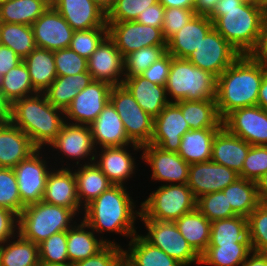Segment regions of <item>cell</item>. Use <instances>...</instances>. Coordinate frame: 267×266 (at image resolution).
<instances>
[{
    "mask_svg": "<svg viewBox=\"0 0 267 266\" xmlns=\"http://www.w3.org/2000/svg\"><path fill=\"white\" fill-rule=\"evenodd\" d=\"M119 266H129V265L126 264V263L123 261Z\"/></svg>",
    "mask_w": 267,
    "mask_h": 266,
    "instance_id": "11e5206c",
    "label": "cell"
},
{
    "mask_svg": "<svg viewBox=\"0 0 267 266\" xmlns=\"http://www.w3.org/2000/svg\"><path fill=\"white\" fill-rule=\"evenodd\" d=\"M18 233V215L0 207V245L15 237Z\"/></svg>",
    "mask_w": 267,
    "mask_h": 266,
    "instance_id": "6f0895ef",
    "label": "cell"
},
{
    "mask_svg": "<svg viewBox=\"0 0 267 266\" xmlns=\"http://www.w3.org/2000/svg\"><path fill=\"white\" fill-rule=\"evenodd\" d=\"M208 17L213 28L240 55H249L255 49L266 22L262 8L242 4L239 0H219Z\"/></svg>",
    "mask_w": 267,
    "mask_h": 266,
    "instance_id": "6da1fadb",
    "label": "cell"
},
{
    "mask_svg": "<svg viewBox=\"0 0 267 266\" xmlns=\"http://www.w3.org/2000/svg\"><path fill=\"white\" fill-rule=\"evenodd\" d=\"M75 167L78 168L74 169L77 195L81 206L85 208L113 184L95 162L87 160L83 165Z\"/></svg>",
    "mask_w": 267,
    "mask_h": 266,
    "instance_id": "4dcf8cb0",
    "label": "cell"
},
{
    "mask_svg": "<svg viewBox=\"0 0 267 266\" xmlns=\"http://www.w3.org/2000/svg\"><path fill=\"white\" fill-rule=\"evenodd\" d=\"M236 242H250L246 217L236 215L211 222L209 245H234Z\"/></svg>",
    "mask_w": 267,
    "mask_h": 266,
    "instance_id": "60d3db41",
    "label": "cell"
},
{
    "mask_svg": "<svg viewBox=\"0 0 267 266\" xmlns=\"http://www.w3.org/2000/svg\"><path fill=\"white\" fill-rule=\"evenodd\" d=\"M54 8L74 31L107 27V13L93 0H58Z\"/></svg>",
    "mask_w": 267,
    "mask_h": 266,
    "instance_id": "603a6c76",
    "label": "cell"
},
{
    "mask_svg": "<svg viewBox=\"0 0 267 266\" xmlns=\"http://www.w3.org/2000/svg\"><path fill=\"white\" fill-rule=\"evenodd\" d=\"M265 18H266V23H267V11L265 12Z\"/></svg>",
    "mask_w": 267,
    "mask_h": 266,
    "instance_id": "2a66077c",
    "label": "cell"
},
{
    "mask_svg": "<svg viewBox=\"0 0 267 266\" xmlns=\"http://www.w3.org/2000/svg\"><path fill=\"white\" fill-rule=\"evenodd\" d=\"M257 195L261 204L267 205V173L261 176L257 181Z\"/></svg>",
    "mask_w": 267,
    "mask_h": 266,
    "instance_id": "03108f58",
    "label": "cell"
},
{
    "mask_svg": "<svg viewBox=\"0 0 267 266\" xmlns=\"http://www.w3.org/2000/svg\"><path fill=\"white\" fill-rule=\"evenodd\" d=\"M108 37L123 57L144 47L167 45L161 28L137 21L107 22Z\"/></svg>",
    "mask_w": 267,
    "mask_h": 266,
    "instance_id": "7c38bea8",
    "label": "cell"
},
{
    "mask_svg": "<svg viewBox=\"0 0 267 266\" xmlns=\"http://www.w3.org/2000/svg\"><path fill=\"white\" fill-rule=\"evenodd\" d=\"M222 125L250 145L267 146V111L258 105L233 110L222 119Z\"/></svg>",
    "mask_w": 267,
    "mask_h": 266,
    "instance_id": "5bb4252c",
    "label": "cell"
},
{
    "mask_svg": "<svg viewBox=\"0 0 267 266\" xmlns=\"http://www.w3.org/2000/svg\"><path fill=\"white\" fill-rule=\"evenodd\" d=\"M123 85L138 105L153 118L170 103L165 86L152 83L141 75L125 77Z\"/></svg>",
    "mask_w": 267,
    "mask_h": 266,
    "instance_id": "f1b7e54d",
    "label": "cell"
},
{
    "mask_svg": "<svg viewBox=\"0 0 267 266\" xmlns=\"http://www.w3.org/2000/svg\"><path fill=\"white\" fill-rule=\"evenodd\" d=\"M89 126L96 149L133 144L127 137L121 117L110 101Z\"/></svg>",
    "mask_w": 267,
    "mask_h": 266,
    "instance_id": "cb8c5ba5",
    "label": "cell"
},
{
    "mask_svg": "<svg viewBox=\"0 0 267 266\" xmlns=\"http://www.w3.org/2000/svg\"><path fill=\"white\" fill-rule=\"evenodd\" d=\"M37 148L20 128L10 121L0 123V167L14 168Z\"/></svg>",
    "mask_w": 267,
    "mask_h": 266,
    "instance_id": "d4e9b609",
    "label": "cell"
},
{
    "mask_svg": "<svg viewBox=\"0 0 267 266\" xmlns=\"http://www.w3.org/2000/svg\"><path fill=\"white\" fill-rule=\"evenodd\" d=\"M164 8L178 7L185 9H194V0H159Z\"/></svg>",
    "mask_w": 267,
    "mask_h": 266,
    "instance_id": "e7e4bbea",
    "label": "cell"
},
{
    "mask_svg": "<svg viewBox=\"0 0 267 266\" xmlns=\"http://www.w3.org/2000/svg\"><path fill=\"white\" fill-rule=\"evenodd\" d=\"M128 147H132L134 152L142 151V146L134 143L130 146L100 148L101 152L96 149L94 162L113 185L125 186V182L133 178L135 170H138L136 169V158L132 156Z\"/></svg>",
    "mask_w": 267,
    "mask_h": 266,
    "instance_id": "44dd1931",
    "label": "cell"
},
{
    "mask_svg": "<svg viewBox=\"0 0 267 266\" xmlns=\"http://www.w3.org/2000/svg\"><path fill=\"white\" fill-rule=\"evenodd\" d=\"M130 195L126 186L112 185L82 210V219L98 236L114 232L131 239L138 233L135 221L141 210Z\"/></svg>",
    "mask_w": 267,
    "mask_h": 266,
    "instance_id": "3957f363",
    "label": "cell"
},
{
    "mask_svg": "<svg viewBox=\"0 0 267 266\" xmlns=\"http://www.w3.org/2000/svg\"><path fill=\"white\" fill-rule=\"evenodd\" d=\"M212 28L213 22L207 15L196 14L167 41V52L175 58L187 59Z\"/></svg>",
    "mask_w": 267,
    "mask_h": 266,
    "instance_id": "484cf974",
    "label": "cell"
},
{
    "mask_svg": "<svg viewBox=\"0 0 267 266\" xmlns=\"http://www.w3.org/2000/svg\"><path fill=\"white\" fill-rule=\"evenodd\" d=\"M189 130L180 107L175 102H170L154 118L153 136L150 144L164 151L178 153L181 138Z\"/></svg>",
    "mask_w": 267,
    "mask_h": 266,
    "instance_id": "ac0fdd59",
    "label": "cell"
},
{
    "mask_svg": "<svg viewBox=\"0 0 267 266\" xmlns=\"http://www.w3.org/2000/svg\"><path fill=\"white\" fill-rule=\"evenodd\" d=\"M194 9H185L178 7L165 8L162 34L168 41L177 31L185 26L194 16Z\"/></svg>",
    "mask_w": 267,
    "mask_h": 266,
    "instance_id": "db71d44e",
    "label": "cell"
},
{
    "mask_svg": "<svg viewBox=\"0 0 267 266\" xmlns=\"http://www.w3.org/2000/svg\"><path fill=\"white\" fill-rule=\"evenodd\" d=\"M40 266H73V265L67 263V264H40Z\"/></svg>",
    "mask_w": 267,
    "mask_h": 266,
    "instance_id": "753ad0ef",
    "label": "cell"
},
{
    "mask_svg": "<svg viewBox=\"0 0 267 266\" xmlns=\"http://www.w3.org/2000/svg\"><path fill=\"white\" fill-rule=\"evenodd\" d=\"M0 266H40L38 244L17 233L0 245Z\"/></svg>",
    "mask_w": 267,
    "mask_h": 266,
    "instance_id": "8d00e7d4",
    "label": "cell"
},
{
    "mask_svg": "<svg viewBox=\"0 0 267 266\" xmlns=\"http://www.w3.org/2000/svg\"><path fill=\"white\" fill-rule=\"evenodd\" d=\"M47 9L39 0H6L0 3V22L31 26Z\"/></svg>",
    "mask_w": 267,
    "mask_h": 266,
    "instance_id": "b9f144b4",
    "label": "cell"
},
{
    "mask_svg": "<svg viewBox=\"0 0 267 266\" xmlns=\"http://www.w3.org/2000/svg\"><path fill=\"white\" fill-rule=\"evenodd\" d=\"M123 247L119 244H107L102 250L73 266H119L123 262Z\"/></svg>",
    "mask_w": 267,
    "mask_h": 266,
    "instance_id": "11a10c76",
    "label": "cell"
},
{
    "mask_svg": "<svg viewBox=\"0 0 267 266\" xmlns=\"http://www.w3.org/2000/svg\"><path fill=\"white\" fill-rule=\"evenodd\" d=\"M241 266H267V254L252 251Z\"/></svg>",
    "mask_w": 267,
    "mask_h": 266,
    "instance_id": "be15d7a7",
    "label": "cell"
},
{
    "mask_svg": "<svg viewBox=\"0 0 267 266\" xmlns=\"http://www.w3.org/2000/svg\"><path fill=\"white\" fill-rule=\"evenodd\" d=\"M48 8H54L58 2V0H39Z\"/></svg>",
    "mask_w": 267,
    "mask_h": 266,
    "instance_id": "8c879c8a",
    "label": "cell"
},
{
    "mask_svg": "<svg viewBox=\"0 0 267 266\" xmlns=\"http://www.w3.org/2000/svg\"><path fill=\"white\" fill-rule=\"evenodd\" d=\"M257 105L267 111V70L265 71L264 78L259 89Z\"/></svg>",
    "mask_w": 267,
    "mask_h": 266,
    "instance_id": "003e7915",
    "label": "cell"
},
{
    "mask_svg": "<svg viewBox=\"0 0 267 266\" xmlns=\"http://www.w3.org/2000/svg\"><path fill=\"white\" fill-rule=\"evenodd\" d=\"M142 150L140 158L150 166L152 181L187 184L190 164L178 153L164 151L152 144L142 146Z\"/></svg>",
    "mask_w": 267,
    "mask_h": 266,
    "instance_id": "9a60e30c",
    "label": "cell"
},
{
    "mask_svg": "<svg viewBox=\"0 0 267 266\" xmlns=\"http://www.w3.org/2000/svg\"><path fill=\"white\" fill-rule=\"evenodd\" d=\"M39 246L40 264H67V231L58 232L42 241Z\"/></svg>",
    "mask_w": 267,
    "mask_h": 266,
    "instance_id": "c3c4849f",
    "label": "cell"
},
{
    "mask_svg": "<svg viewBox=\"0 0 267 266\" xmlns=\"http://www.w3.org/2000/svg\"><path fill=\"white\" fill-rule=\"evenodd\" d=\"M106 13L114 6L116 0H93Z\"/></svg>",
    "mask_w": 267,
    "mask_h": 266,
    "instance_id": "89a4df30",
    "label": "cell"
},
{
    "mask_svg": "<svg viewBox=\"0 0 267 266\" xmlns=\"http://www.w3.org/2000/svg\"><path fill=\"white\" fill-rule=\"evenodd\" d=\"M265 173H267V146L251 145L243 163L242 178L256 182Z\"/></svg>",
    "mask_w": 267,
    "mask_h": 266,
    "instance_id": "f5cc1de1",
    "label": "cell"
},
{
    "mask_svg": "<svg viewBox=\"0 0 267 266\" xmlns=\"http://www.w3.org/2000/svg\"><path fill=\"white\" fill-rule=\"evenodd\" d=\"M91 81L93 78L88 71L76 75L57 76L43 93L49 103L65 112L72 100Z\"/></svg>",
    "mask_w": 267,
    "mask_h": 266,
    "instance_id": "1f68e13d",
    "label": "cell"
},
{
    "mask_svg": "<svg viewBox=\"0 0 267 266\" xmlns=\"http://www.w3.org/2000/svg\"><path fill=\"white\" fill-rule=\"evenodd\" d=\"M23 61L38 93H43L57 78L54 51L36 47Z\"/></svg>",
    "mask_w": 267,
    "mask_h": 266,
    "instance_id": "d590c367",
    "label": "cell"
},
{
    "mask_svg": "<svg viewBox=\"0 0 267 266\" xmlns=\"http://www.w3.org/2000/svg\"><path fill=\"white\" fill-rule=\"evenodd\" d=\"M266 70L250 55H240L217 77L215 100L222 119L235 109L257 106Z\"/></svg>",
    "mask_w": 267,
    "mask_h": 266,
    "instance_id": "7a4b0ae2",
    "label": "cell"
},
{
    "mask_svg": "<svg viewBox=\"0 0 267 266\" xmlns=\"http://www.w3.org/2000/svg\"><path fill=\"white\" fill-rule=\"evenodd\" d=\"M107 36L108 27L74 31L69 48L88 59Z\"/></svg>",
    "mask_w": 267,
    "mask_h": 266,
    "instance_id": "681fc988",
    "label": "cell"
},
{
    "mask_svg": "<svg viewBox=\"0 0 267 266\" xmlns=\"http://www.w3.org/2000/svg\"><path fill=\"white\" fill-rule=\"evenodd\" d=\"M251 145L222 127L212 143L211 160L234 170L242 178L243 163Z\"/></svg>",
    "mask_w": 267,
    "mask_h": 266,
    "instance_id": "4316f807",
    "label": "cell"
},
{
    "mask_svg": "<svg viewBox=\"0 0 267 266\" xmlns=\"http://www.w3.org/2000/svg\"><path fill=\"white\" fill-rule=\"evenodd\" d=\"M164 10L165 8L158 2L156 4L148 6V9H146L145 11H142L136 21L143 25H150L152 27L162 29Z\"/></svg>",
    "mask_w": 267,
    "mask_h": 266,
    "instance_id": "680465c9",
    "label": "cell"
},
{
    "mask_svg": "<svg viewBox=\"0 0 267 266\" xmlns=\"http://www.w3.org/2000/svg\"><path fill=\"white\" fill-rule=\"evenodd\" d=\"M141 202L140 220L175 222L196 208V198L187 184H161Z\"/></svg>",
    "mask_w": 267,
    "mask_h": 266,
    "instance_id": "52a82bcc",
    "label": "cell"
},
{
    "mask_svg": "<svg viewBox=\"0 0 267 266\" xmlns=\"http://www.w3.org/2000/svg\"><path fill=\"white\" fill-rule=\"evenodd\" d=\"M50 170L42 201L73 210L76 214L84 209L78 199L76 179L73 168L61 165ZM81 208V209H80ZM81 212V213H80Z\"/></svg>",
    "mask_w": 267,
    "mask_h": 266,
    "instance_id": "7402d4cb",
    "label": "cell"
},
{
    "mask_svg": "<svg viewBox=\"0 0 267 266\" xmlns=\"http://www.w3.org/2000/svg\"><path fill=\"white\" fill-rule=\"evenodd\" d=\"M218 1L219 0H194V10L196 14L208 16L213 11Z\"/></svg>",
    "mask_w": 267,
    "mask_h": 266,
    "instance_id": "6125c7cd",
    "label": "cell"
},
{
    "mask_svg": "<svg viewBox=\"0 0 267 266\" xmlns=\"http://www.w3.org/2000/svg\"><path fill=\"white\" fill-rule=\"evenodd\" d=\"M112 87L107 82L91 81L65 110V121L72 124L90 125L110 101Z\"/></svg>",
    "mask_w": 267,
    "mask_h": 266,
    "instance_id": "4fadbf2b",
    "label": "cell"
},
{
    "mask_svg": "<svg viewBox=\"0 0 267 266\" xmlns=\"http://www.w3.org/2000/svg\"><path fill=\"white\" fill-rule=\"evenodd\" d=\"M196 208L210 221L236 216L223 191L205 194L197 199Z\"/></svg>",
    "mask_w": 267,
    "mask_h": 266,
    "instance_id": "bcb514c9",
    "label": "cell"
},
{
    "mask_svg": "<svg viewBox=\"0 0 267 266\" xmlns=\"http://www.w3.org/2000/svg\"><path fill=\"white\" fill-rule=\"evenodd\" d=\"M79 223L76 222L67 230V255L70 264L95 255L107 244H117L115 240L110 241L103 236L97 238L95 232L83 219Z\"/></svg>",
    "mask_w": 267,
    "mask_h": 266,
    "instance_id": "83f0119b",
    "label": "cell"
},
{
    "mask_svg": "<svg viewBox=\"0 0 267 266\" xmlns=\"http://www.w3.org/2000/svg\"><path fill=\"white\" fill-rule=\"evenodd\" d=\"M175 224L192 249L201 256L209 245L211 222L195 208L182 215Z\"/></svg>",
    "mask_w": 267,
    "mask_h": 266,
    "instance_id": "836d02e7",
    "label": "cell"
},
{
    "mask_svg": "<svg viewBox=\"0 0 267 266\" xmlns=\"http://www.w3.org/2000/svg\"><path fill=\"white\" fill-rule=\"evenodd\" d=\"M0 45L9 47L24 60L36 48L32 26L0 22Z\"/></svg>",
    "mask_w": 267,
    "mask_h": 266,
    "instance_id": "7bdbcfd3",
    "label": "cell"
},
{
    "mask_svg": "<svg viewBox=\"0 0 267 266\" xmlns=\"http://www.w3.org/2000/svg\"><path fill=\"white\" fill-rule=\"evenodd\" d=\"M31 26L36 47L49 51L69 48L74 30L55 8H48Z\"/></svg>",
    "mask_w": 267,
    "mask_h": 266,
    "instance_id": "d6986e66",
    "label": "cell"
},
{
    "mask_svg": "<svg viewBox=\"0 0 267 266\" xmlns=\"http://www.w3.org/2000/svg\"><path fill=\"white\" fill-rule=\"evenodd\" d=\"M88 72L93 80L107 82L112 86L124 82V57L107 36L87 59Z\"/></svg>",
    "mask_w": 267,
    "mask_h": 266,
    "instance_id": "ffe728a7",
    "label": "cell"
},
{
    "mask_svg": "<svg viewBox=\"0 0 267 266\" xmlns=\"http://www.w3.org/2000/svg\"><path fill=\"white\" fill-rule=\"evenodd\" d=\"M159 0H116L107 13V22L136 21L142 11Z\"/></svg>",
    "mask_w": 267,
    "mask_h": 266,
    "instance_id": "f907efd6",
    "label": "cell"
},
{
    "mask_svg": "<svg viewBox=\"0 0 267 266\" xmlns=\"http://www.w3.org/2000/svg\"><path fill=\"white\" fill-rule=\"evenodd\" d=\"M0 207L19 215L25 207L18 192V184L13 168L0 167Z\"/></svg>",
    "mask_w": 267,
    "mask_h": 266,
    "instance_id": "7dc6e473",
    "label": "cell"
},
{
    "mask_svg": "<svg viewBox=\"0 0 267 266\" xmlns=\"http://www.w3.org/2000/svg\"><path fill=\"white\" fill-rule=\"evenodd\" d=\"M0 92L10 104L38 93L32 85L29 70L24 61L0 77Z\"/></svg>",
    "mask_w": 267,
    "mask_h": 266,
    "instance_id": "ab89813d",
    "label": "cell"
},
{
    "mask_svg": "<svg viewBox=\"0 0 267 266\" xmlns=\"http://www.w3.org/2000/svg\"><path fill=\"white\" fill-rule=\"evenodd\" d=\"M222 191L227 196L233 212L238 216L247 218L260 204L255 181L238 178Z\"/></svg>",
    "mask_w": 267,
    "mask_h": 266,
    "instance_id": "f35d334b",
    "label": "cell"
},
{
    "mask_svg": "<svg viewBox=\"0 0 267 266\" xmlns=\"http://www.w3.org/2000/svg\"><path fill=\"white\" fill-rule=\"evenodd\" d=\"M267 69V23L265 22L255 49L249 54Z\"/></svg>",
    "mask_w": 267,
    "mask_h": 266,
    "instance_id": "94428289",
    "label": "cell"
},
{
    "mask_svg": "<svg viewBox=\"0 0 267 266\" xmlns=\"http://www.w3.org/2000/svg\"><path fill=\"white\" fill-rule=\"evenodd\" d=\"M262 9L266 12L267 11V0H262Z\"/></svg>",
    "mask_w": 267,
    "mask_h": 266,
    "instance_id": "34e18365",
    "label": "cell"
},
{
    "mask_svg": "<svg viewBox=\"0 0 267 266\" xmlns=\"http://www.w3.org/2000/svg\"><path fill=\"white\" fill-rule=\"evenodd\" d=\"M217 77L200 69L189 60L171 56V66L166 83L170 102L180 100H215Z\"/></svg>",
    "mask_w": 267,
    "mask_h": 266,
    "instance_id": "5b68a950",
    "label": "cell"
},
{
    "mask_svg": "<svg viewBox=\"0 0 267 266\" xmlns=\"http://www.w3.org/2000/svg\"><path fill=\"white\" fill-rule=\"evenodd\" d=\"M146 227L142 236L153 246L167 253L181 266L200 264V256L192 249L180 233L175 222L141 220Z\"/></svg>",
    "mask_w": 267,
    "mask_h": 266,
    "instance_id": "9c48e42d",
    "label": "cell"
},
{
    "mask_svg": "<svg viewBox=\"0 0 267 266\" xmlns=\"http://www.w3.org/2000/svg\"><path fill=\"white\" fill-rule=\"evenodd\" d=\"M11 104L4 98L0 92V123L10 121Z\"/></svg>",
    "mask_w": 267,
    "mask_h": 266,
    "instance_id": "a7ac6f4b",
    "label": "cell"
},
{
    "mask_svg": "<svg viewBox=\"0 0 267 266\" xmlns=\"http://www.w3.org/2000/svg\"><path fill=\"white\" fill-rule=\"evenodd\" d=\"M238 178L234 170L209 160L189 165L187 186L197 200L205 194L222 191Z\"/></svg>",
    "mask_w": 267,
    "mask_h": 266,
    "instance_id": "e0dca14e",
    "label": "cell"
},
{
    "mask_svg": "<svg viewBox=\"0 0 267 266\" xmlns=\"http://www.w3.org/2000/svg\"><path fill=\"white\" fill-rule=\"evenodd\" d=\"M110 102L121 117L128 139L140 146L150 144L154 118L138 105L123 84L112 87Z\"/></svg>",
    "mask_w": 267,
    "mask_h": 266,
    "instance_id": "ba28073f",
    "label": "cell"
},
{
    "mask_svg": "<svg viewBox=\"0 0 267 266\" xmlns=\"http://www.w3.org/2000/svg\"><path fill=\"white\" fill-rule=\"evenodd\" d=\"M123 250V261L129 266H181L160 248L149 243L142 234H135Z\"/></svg>",
    "mask_w": 267,
    "mask_h": 266,
    "instance_id": "f546056e",
    "label": "cell"
},
{
    "mask_svg": "<svg viewBox=\"0 0 267 266\" xmlns=\"http://www.w3.org/2000/svg\"><path fill=\"white\" fill-rule=\"evenodd\" d=\"M239 56L240 53L212 28L187 60L219 77Z\"/></svg>",
    "mask_w": 267,
    "mask_h": 266,
    "instance_id": "8fae6325",
    "label": "cell"
},
{
    "mask_svg": "<svg viewBox=\"0 0 267 266\" xmlns=\"http://www.w3.org/2000/svg\"><path fill=\"white\" fill-rule=\"evenodd\" d=\"M220 129H190L181 138L178 154L189 164L211 160L213 139Z\"/></svg>",
    "mask_w": 267,
    "mask_h": 266,
    "instance_id": "d6a6232c",
    "label": "cell"
},
{
    "mask_svg": "<svg viewBox=\"0 0 267 266\" xmlns=\"http://www.w3.org/2000/svg\"><path fill=\"white\" fill-rule=\"evenodd\" d=\"M167 53V45L144 47L124 57V77L141 75Z\"/></svg>",
    "mask_w": 267,
    "mask_h": 266,
    "instance_id": "ee69618b",
    "label": "cell"
},
{
    "mask_svg": "<svg viewBox=\"0 0 267 266\" xmlns=\"http://www.w3.org/2000/svg\"><path fill=\"white\" fill-rule=\"evenodd\" d=\"M53 148V151L58 150V154L61 153L71 160H77L75 166L83 165L85 159L88 158L90 163L95 161L96 148L93 143L91 128L89 125H80L64 122L59 134L55 140L49 145ZM79 162H81L79 164Z\"/></svg>",
    "mask_w": 267,
    "mask_h": 266,
    "instance_id": "2e32d148",
    "label": "cell"
},
{
    "mask_svg": "<svg viewBox=\"0 0 267 266\" xmlns=\"http://www.w3.org/2000/svg\"><path fill=\"white\" fill-rule=\"evenodd\" d=\"M10 122L28 135L37 149L43 150L59 134L65 115L48 102L44 93H37L11 104Z\"/></svg>",
    "mask_w": 267,
    "mask_h": 266,
    "instance_id": "277c9868",
    "label": "cell"
},
{
    "mask_svg": "<svg viewBox=\"0 0 267 266\" xmlns=\"http://www.w3.org/2000/svg\"><path fill=\"white\" fill-rule=\"evenodd\" d=\"M242 4L262 8V0H239Z\"/></svg>",
    "mask_w": 267,
    "mask_h": 266,
    "instance_id": "2644e50d",
    "label": "cell"
},
{
    "mask_svg": "<svg viewBox=\"0 0 267 266\" xmlns=\"http://www.w3.org/2000/svg\"><path fill=\"white\" fill-rule=\"evenodd\" d=\"M171 66V55L167 52L162 58L150 65L141 76L152 83L166 86Z\"/></svg>",
    "mask_w": 267,
    "mask_h": 266,
    "instance_id": "9f6ffc18",
    "label": "cell"
},
{
    "mask_svg": "<svg viewBox=\"0 0 267 266\" xmlns=\"http://www.w3.org/2000/svg\"><path fill=\"white\" fill-rule=\"evenodd\" d=\"M76 215L71 209L40 201L25 206L18 215V233L40 244L51 235L71 228L76 223Z\"/></svg>",
    "mask_w": 267,
    "mask_h": 266,
    "instance_id": "8992f818",
    "label": "cell"
},
{
    "mask_svg": "<svg viewBox=\"0 0 267 266\" xmlns=\"http://www.w3.org/2000/svg\"><path fill=\"white\" fill-rule=\"evenodd\" d=\"M247 222L252 251L267 254V205L260 203L247 217Z\"/></svg>",
    "mask_w": 267,
    "mask_h": 266,
    "instance_id": "f6af8a7d",
    "label": "cell"
},
{
    "mask_svg": "<svg viewBox=\"0 0 267 266\" xmlns=\"http://www.w3.org/2000/svg\"><path fill=\"white\" fill-rule=\"evenodd\" d=\"M42 149H37L27 159L19 162L14 168L18 192L24 206L42 201L50 168L48 157ZM49 167V168H48Z\"/></svg>",
    "mask_w": 267,
    "mask_h": 266,
    "instance_id": "30bf717a",
    "label": "cell"
},
{
    "mask_svg": "<svg viewBox=\"0 0 267 266\" xmlns=\"http://www.w3.org/2000/svg\"><path fill=\"white\" fill-rule=\"evenodd\" d=\"M175 103L180 107L182 115L191 130L223 127L216 100H180Z\"/></svg>",
    "mask_w": 267,
    "mask_h": 266,
    "instance_id": "e575fe53",
    "label": "cell"
},
{
    "mask_svg": "<svg viewBox=\"0 0 267 266\" xmlns=\"http://www.w3.org/2000/svg\"><path fill=\"white\" fill-rule=\"evenodd\" d=\"M57 76L76 75L88 71L87 59L70 48L54 51Z\"/></svg>",
    "mask_w": 267,
    "mask_h": 266,
    "instance_id": "816d5d0a",
    "label": "cell"
},
{
    "mask_svg": "<svg viewBox=\"0 0 267 266\" xmlns=\"http://www.w3.org/2000/svg\"><path fill=\"white\" fill-rule=\"evenodd\" d=\"M252 252L250 242L234 245H208L200 256V264L207 266H241Z\"/></svg>",
    "mask_w": 267,
    "mask_h": 266,
    "instance_id": "74e56055",
    "label": "cell"
},
{
    "mask_svg": "<svg viewBox=\"0 0 267 266\" xmlns=\"http://www.w3.org/2000/svg\"><path fill=\"white\" fill-rule=\"evenodd\" d=\"M23 60L9 47L0 45V77Z\"/></svg>",
    "mask_w": 267,
    "mask_h": 266,
    "instance_id": "91938a15",
    "label": "cell"
}]
</instances>
